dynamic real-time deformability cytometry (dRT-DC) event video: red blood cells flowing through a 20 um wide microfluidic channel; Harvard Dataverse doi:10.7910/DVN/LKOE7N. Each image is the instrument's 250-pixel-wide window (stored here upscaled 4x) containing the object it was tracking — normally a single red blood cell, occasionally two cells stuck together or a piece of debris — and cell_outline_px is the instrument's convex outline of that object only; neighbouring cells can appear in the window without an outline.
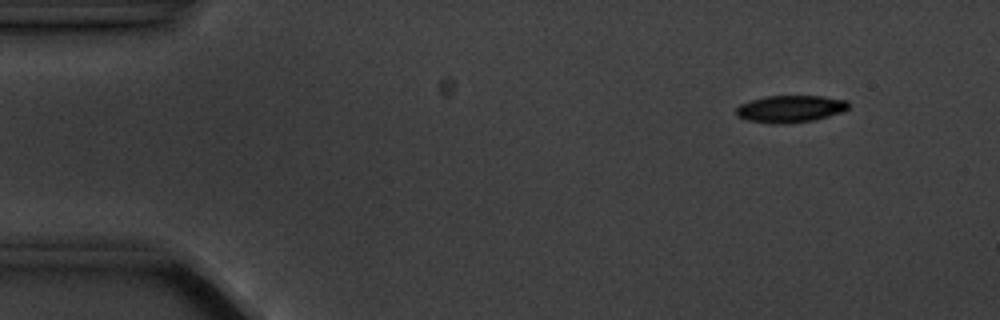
{"species": "common noctule bat (a hibernating species)", "species_latin": "Nyctalus noctula", "temperature_condition": "cold", "stored_images_in_passage": 4, "camera_frame_rate_fps": 3000, "um_per_image_px": 0.085, "animal": {"sex": "male", "body_mass_g": 20.1, "forearm_length_mm": 53.5}, "frame": {"image": 1, "passage_image": 2, "time_ms": 1.0, "image_size_px": [1000, 320], "cell_outline_px": [[848, 108], [840, 112], [828, 116], [812, 120], [788, 124], [772, 124], [748, 120], [736, 116], [736, 108], [740, 104], [752, 100], [768, 96], [824, 96], [848, 100]], "centroid_in_image_um": [67.16, 9.25], "position_along_channel_um": 17.8, "area_um2": 17.69}}